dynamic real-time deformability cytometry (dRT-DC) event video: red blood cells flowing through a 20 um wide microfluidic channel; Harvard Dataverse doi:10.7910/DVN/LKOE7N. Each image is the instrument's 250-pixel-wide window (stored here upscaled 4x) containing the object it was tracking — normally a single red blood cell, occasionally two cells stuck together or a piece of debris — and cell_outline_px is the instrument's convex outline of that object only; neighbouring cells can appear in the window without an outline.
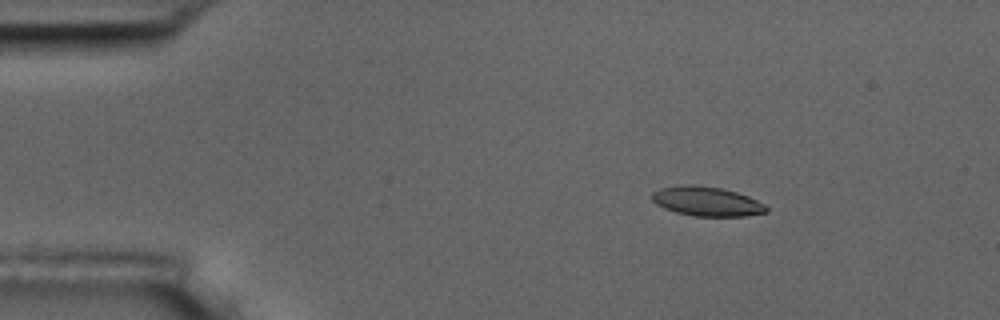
{"species": "common noctule bat (a hibernating species)", "species_latin": "Nyctalus noctula", "temperature_condition": "room temperature", "stored_images_in_passage": 5, "camera_frame_rate_fps": 3000, "um_per_image_px": 0.085, "animal": {"sex": "male", "body_mass_g": 17.5, "forearm_length_mm": 52.3}, "frame": {"image": 1, "passage_image": 2, "time_ms": 1.333, "image_size_px": [1000, 320], "cell_outline_px": [[768, 212], [748, 216], [692, 216], [676, 212], [664, 208], [656, 204], [652, 200], [652, 192], [660, 188], [688, 184], [696, 184], [720, 188], [736, 192], [748, 196], [764, 204], [768, 208]], "centroid_in_image_um": [60.07, 17.12], "position_along_channel_um": 24.9, "area_um2": 19.65}}